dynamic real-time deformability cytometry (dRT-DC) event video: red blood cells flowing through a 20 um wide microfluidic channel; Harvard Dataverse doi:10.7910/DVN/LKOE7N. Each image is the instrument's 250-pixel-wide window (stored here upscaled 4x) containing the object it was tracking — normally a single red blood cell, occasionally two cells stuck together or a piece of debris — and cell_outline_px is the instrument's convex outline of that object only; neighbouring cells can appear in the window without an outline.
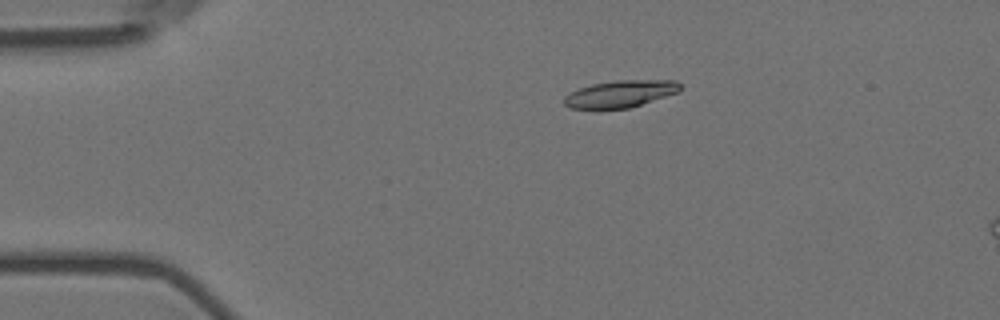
{"species": "Egyptian fruit bat (a non-hibernating species)", "species_latin": "Rousettus aegyptiacus", "temperature_condition": "room temperature", "stored_images_in_passage": 6, "camera_frame_rate_fps": 3000, "um_per_image_px": 0.085, "animal": {"sex": "female"}, "frame": {"image": 1, "passage_image": 4, "time_ms": 1.0, "image_size_px": [1000, 320], "cell_outline_px": [[680, 92], [628, 108], [572, 108], [564, 104], [564, 96], [580, 88], [592, 84], [616, 80], [676, 80], [680, 84]], "centroid_in_image_um": [52.77, 7.96], "position_along_channel_um": 32.2, "area_um2": 18.03}}